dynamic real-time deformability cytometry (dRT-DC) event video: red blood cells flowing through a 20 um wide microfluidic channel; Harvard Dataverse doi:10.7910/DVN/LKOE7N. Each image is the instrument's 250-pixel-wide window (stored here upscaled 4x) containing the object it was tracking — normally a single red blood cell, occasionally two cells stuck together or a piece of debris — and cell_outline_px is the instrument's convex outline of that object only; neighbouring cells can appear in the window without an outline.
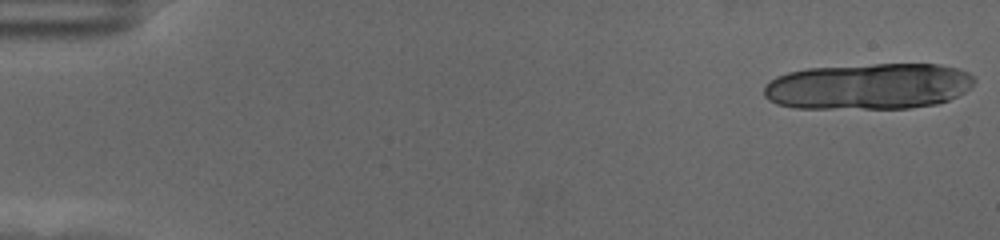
{"species": "human", "species_latin": "Homo sapiens", "temperature_condition": "cold", "stored_images_in_passage": 22, "camera_frame_rate_fps": 3000, "um_per_image_px": 0.085, "donor": {"sex": "female"}, "frame": {"image": 1, "passage_image": 1, "time_ms": 0.0, "image_size_px": [1000, 240], "cell_outline_px": [[976, 80], [964, 92], [948, 100], [936, 104], [908, 108], [796, 108], [776, 104], [768, 100], [764, 96], [764, 88], [772, 80], [788, 72], [808, 68], [876, 64], [936, 64], [956, 68], [968, 72]], "centroid_in_image_um": [73.83, 7.34], "position_along_channel_um": 11.2, "area_um2": 56.36}}
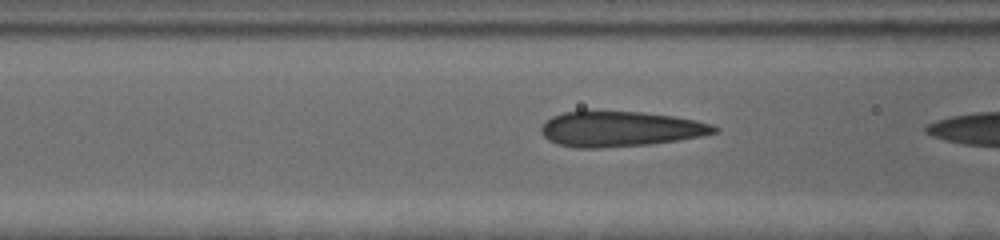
{"frame": {"image": 2, "passage_image": 21, "time_ms": 6.667, "image_size_px": [1000, 240], "cell_outline_px": [[720, 128], [716, 132], [700, 136], [676, 140], [648, 144], [596, 148], [576, 148], [556, 144], [548, 140], [540, 132], [540, 128], [552, 116], [564, 112], [640, 112], [672, 116], [712, 124]], "centroid_in_image_um": [52.68, 10.97], "position_along_channel_um": 113.9, "area_um2": 35.03}}